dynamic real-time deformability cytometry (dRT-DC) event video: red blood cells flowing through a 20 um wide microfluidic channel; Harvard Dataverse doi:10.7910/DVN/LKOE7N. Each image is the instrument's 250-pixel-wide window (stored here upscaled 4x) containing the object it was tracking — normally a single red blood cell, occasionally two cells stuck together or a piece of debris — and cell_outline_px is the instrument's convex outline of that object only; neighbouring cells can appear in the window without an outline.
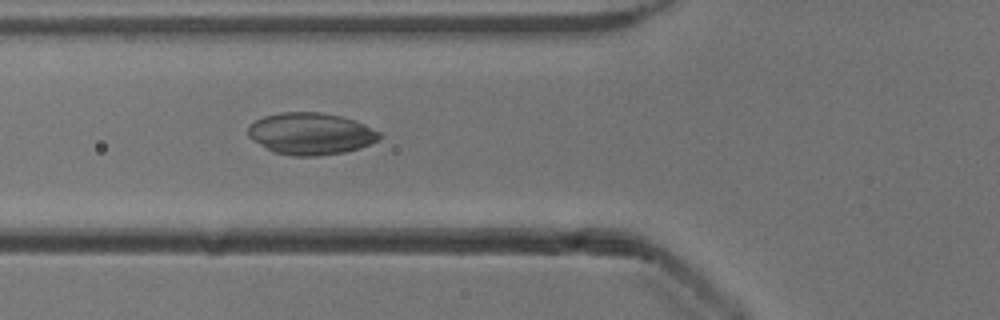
{"species": "common noctule bat (a hibernating species)", "species_latin": "Nyctalus noctula", "temperature_condition": "cold", "stored_images_in_passage": 52, "camera_frame_rate_fps": 3000, "um_per_image_px": 0.085, "animal": {"sex": "male", "body_mass_g": 13.3}, "frame": {"image": 1, "passage_image": 19, "time_ms": 6.0, "image_size_px": [1000, 320], "cell_outline_px": [[384, 136], [380, 140], [360, 148], [344, 152], [316, 156], [292, 156], [272, 152], [252, 140], [248, 136], [248, 124], [264, 116], [280, 112], [320, 112], [340, 116], [356, 120], [380, 132]], "centroid_in_image_um": [26.42, 11.37], "position_along_channel_um": 99.4, "area_um2": 32.43}}
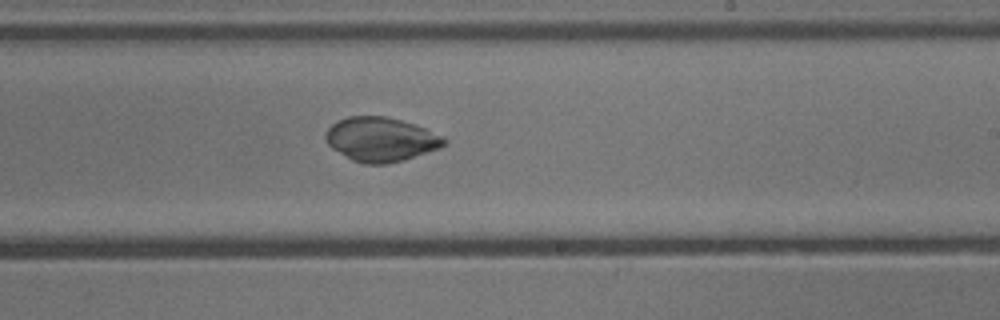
{"frame": {"image": 2, "passage_image": 31, "time_ms": 10.0, "image_size_px": [1000, 320], "cell_outline_px": [[448, 144], [440, 148], [404, 160], [388, 164], [364, 164], [352, 160], [332, 148], [328, 144], [324, 136], [328, 128], [336, 120], [348, 116], [384, 116], [416, 124], [444, 136], [448, 140]], "centroid_in_image_um": [32.4, 11.84], "position_along_channel_um": 256.6, "area_um2": 30.81}}
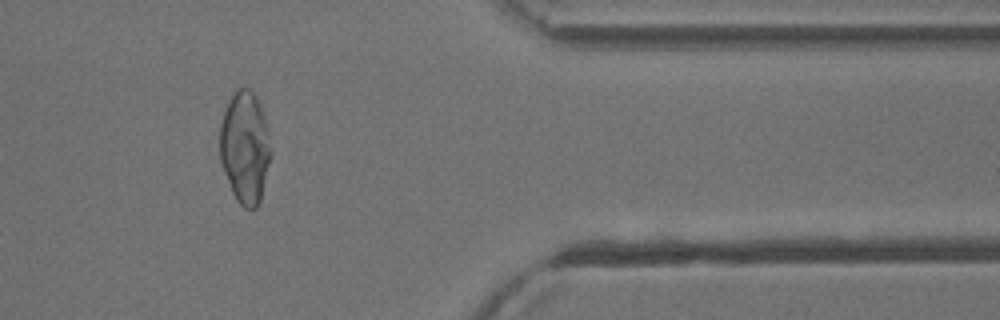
{"frame": {"image": 3, "passage_image": 43, "time_ms": 14.0, "image_size_px": [1000, 320], "cell_outline_px": [[272, 156], [260, 200], [256, 208], [244, 208], [236, 200], [232, 192], [224, 172], [220, 160], [220, 124], [224, 108], [232, 92], [236, 88], [248, 88], [256, 96], [264, 116], [272, 152]], "centroid_in_image_um": [20.81, 12.51], "position_along_channel_um": 390.6, "area_um2": 33.58}}